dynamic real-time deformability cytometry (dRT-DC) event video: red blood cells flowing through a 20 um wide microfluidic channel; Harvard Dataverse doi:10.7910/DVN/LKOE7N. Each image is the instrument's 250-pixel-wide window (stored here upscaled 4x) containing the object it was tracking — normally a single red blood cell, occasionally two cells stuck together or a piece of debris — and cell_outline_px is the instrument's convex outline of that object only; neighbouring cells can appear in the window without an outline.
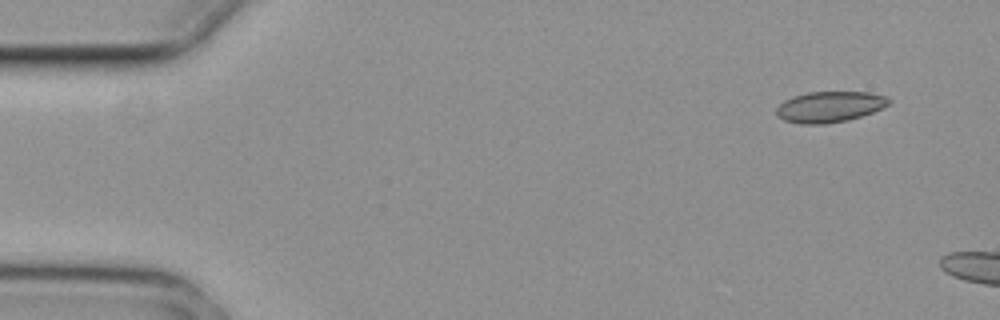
{"species": "common noctule bat (a hibernating species)", "species_latin": "Nyctalus noctula", "temperature_condition": "cold", "stored_images_in_passage": 2, "camera_frame_rate_fps": 3000, "um_per_image_px": 0.085, "animal": {"sex": "female", "body_mass_g": 29.2, "forearm_length_mm": 56.3}, "frame": {"image": 1, "passage_image": 1, "time_ms": 0.0, "image_size_px": [1000, 320], "cell_outline_px": [[892, 100], [888, 104], [872, 112], [860, 116], [844, 120], [824, 124], [800, 124], [784, 120], [776, 116], [776, 108], [784, 100], [792, 96], [808, 92], [868, 92], [884, 96]], "centroid_in_image_um": [70.46, 9.07], "position_along_channel_um": 14.5, "area_um2": 20.06}}